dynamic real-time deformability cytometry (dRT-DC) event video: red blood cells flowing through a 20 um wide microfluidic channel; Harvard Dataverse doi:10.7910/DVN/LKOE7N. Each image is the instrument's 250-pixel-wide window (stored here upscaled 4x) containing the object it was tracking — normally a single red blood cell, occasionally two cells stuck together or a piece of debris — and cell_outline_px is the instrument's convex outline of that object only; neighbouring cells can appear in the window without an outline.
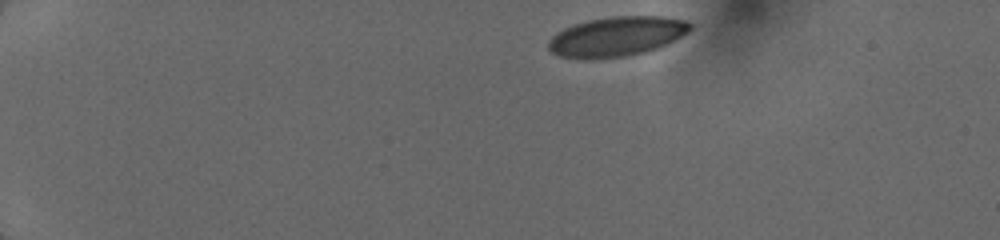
{"species": "human", "species_latin": "Homo sapiens", "temperature_condition": "cold", "stored_images_in_passage": 8, "camera_frame_rate_fps": 3000, "um_per_image_px": 0.085, "donor": {"sex": "female"}, "frame": {"image": 1, "passage_image": 1, "time_ms": 0.0, "image_size_px": [1000, 240], "cell_outline_px": [[692, 28], [688, 32], [656, 48], [644, 52], [624, 56], [560, 56], [552, 52], [548, 48], [548, 40], [556, 32], [572, 24], [588, 20], [612, 16], [664, 16], [688, 20], [692, 24]], "centroid_in_image_um": [52.45, 3.04], "position_along_channel_um": 32.6, "area_um2": 31.96}}
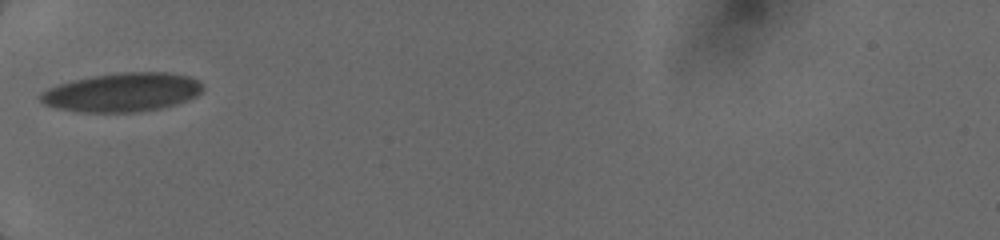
{"frame": {"image": 2, "passage_image": 5, "time_ms": 3.333, "image_size_px": [1000, 240], "cell_outline_px": [[204, 88], [196, 96], [188, 100], [176, 104], [160, 108], [136, 112], [80, 112], [60, 108], [44, 104], [40, 100], [40, 92], [48, 88], [72, 80], [92, 76], [116, 72], [168, 72], [188, 76], [204, 84]], "centroid_in_image_um": [10.41, 7.84], "position_along_channel_um": 74.6, "area_um2": 36.7}}
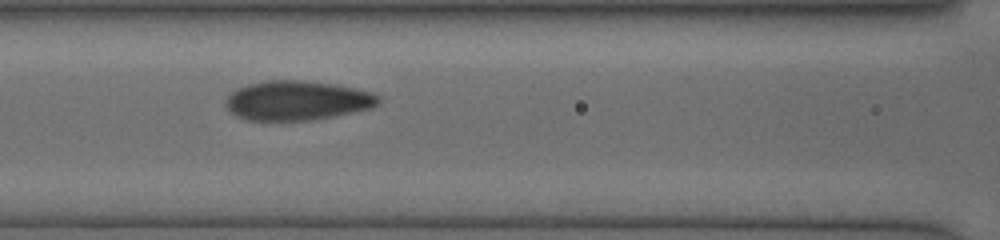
{"frame": {"image": 3, "passage_image": 7, "time_ms": 5.0, "image_size_px": [1000, 240], "cell_outline_px": [[380, 104], [372, 108], [312, 120], [248, 120], [236, 116], [224, 104], [224, 100], [236, 88], [248, 84], [264, 80], [304, 80], [336, 84], [356, 88], [372, 92], [380, 96]], "centroid_in_image_um": [25.27, 8.53], "position_along_channel_um": 141.3, "area_um2": 35.37}}